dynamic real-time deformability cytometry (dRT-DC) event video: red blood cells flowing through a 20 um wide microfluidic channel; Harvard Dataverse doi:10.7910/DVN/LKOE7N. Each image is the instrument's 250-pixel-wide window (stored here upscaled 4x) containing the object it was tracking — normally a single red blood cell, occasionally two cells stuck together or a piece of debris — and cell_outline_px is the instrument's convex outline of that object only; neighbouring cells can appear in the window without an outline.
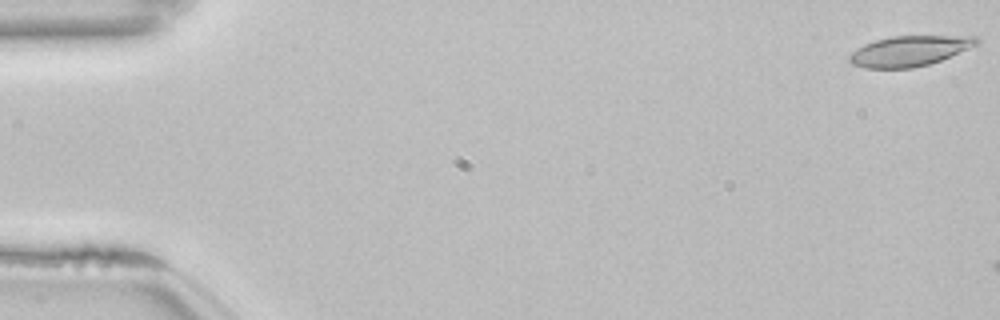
{"species": "common noctule bat (a hibernating species)", "species_latin": "Nyctalus noctula", "temperature_condition": "room temperature", "stored_images_in_passage": 11, "camera_frame_rate_fps": 3000, "um_per_image_px": 0.085, "animal": {"sex": "female", "body_mass_g": 22.7, "forearm_length_mm": 54.2}, "frame": {"image": 1, "passage_image": 1, "time_ms": 0.0, "image_size_px": [1000, 320], "cell_outline_px": [[980, 44], [940, 60], [928, 64], [912, 68], [864, 68], [852, 64], [848, 60], [848, 56], [852, 52], [864, 44], [876, 40], [892, 36], [976, 36], [980, 40]], "centroid_in_image_um": [77.31, 4.33], "position_along_channel_um": 7.7, "area_um2": 22.43}}